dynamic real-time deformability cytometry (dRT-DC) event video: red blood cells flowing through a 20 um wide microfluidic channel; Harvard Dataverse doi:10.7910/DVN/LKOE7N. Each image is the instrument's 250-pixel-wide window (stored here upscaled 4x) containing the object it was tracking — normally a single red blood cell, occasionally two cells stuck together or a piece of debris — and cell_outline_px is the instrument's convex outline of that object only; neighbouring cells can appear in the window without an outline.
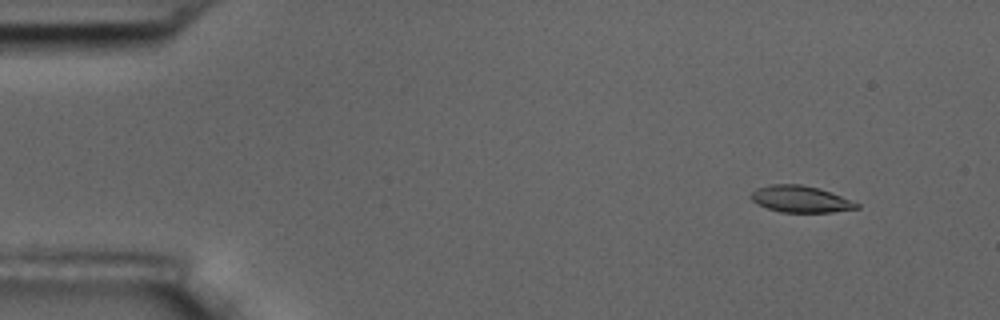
{"species": "common noctule bat (a hibernating species)", "species_latin": "Nyctalus noctula", "temperature_condition": "room temperature", "stored_images_in_passage": 5, "camera_frame_rate_fps": 3000, "um_per_image_px": 0.085, "animal": {"sex": "male", "body_mass_g": 17.5, "forearm_length_mm": 52.3}, "frame": {"image": 1, "passage_image": 2, "time_ms": 1.333, "image_size_px": [1000, 320], "cell_outline_px": [[860, 208], [832, 212], [780, 212], [756, 204], [752, 200], [752, 192], [756, 188], [772, 184], [800, 184], [816, 188], [840, 196], [860, 204]], "centroid_in_image_um": [68.02, 16.93], "position_along_channel_um": 17.0, "area_um2": 16.13}}